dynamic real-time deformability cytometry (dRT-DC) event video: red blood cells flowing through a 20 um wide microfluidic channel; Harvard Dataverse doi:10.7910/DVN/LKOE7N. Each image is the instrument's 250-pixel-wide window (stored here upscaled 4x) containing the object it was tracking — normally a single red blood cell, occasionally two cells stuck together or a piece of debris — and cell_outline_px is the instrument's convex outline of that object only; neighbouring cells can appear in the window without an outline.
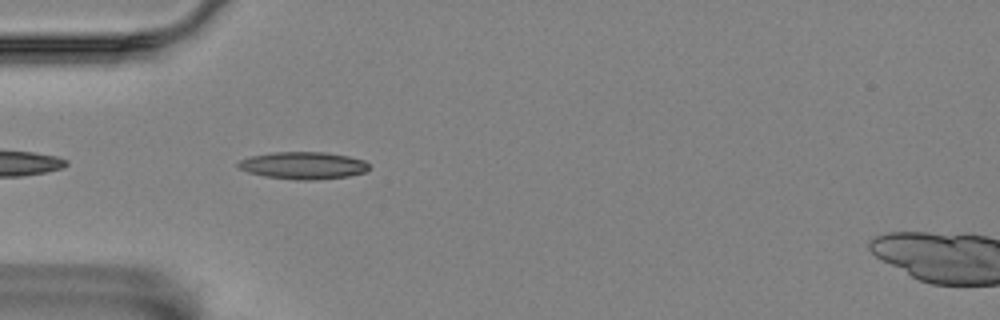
{"species": "Egyptian fruit bat (a non-hibernating species)", "species_latin": "Rousettus aegyptiacus", "temperature_condition": "room temperature", "stored_images_in_passage": 17, "camera_frame_rate_fps": 3000, "um_per_image_px": 0.085, "animal": {"sex": "female"}, "frame": {"image": 1, "passage_image": 3, "time_ms": 0.667, "image_size_px": [1000, 320], "cell_outline_px": [[368, 168], [364, 172], [348, 176], [316, 180], [296, 180], [264, 176], [248, 172], [240, 168], [236, 164], [240, 160], [248, 156], [272, 152], [324, 152], [348, 156], [364, 160], [368, 164]], "centroid_in_image_um": [25.74, 14.06], "position_along_channel_um": 59.3, "area_um2": 20.81}}
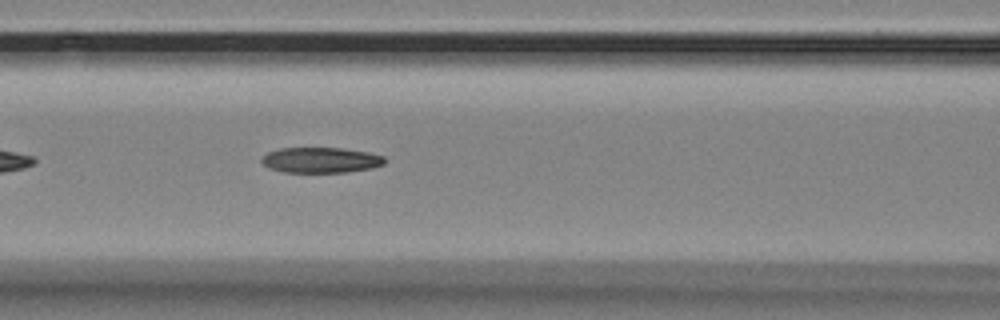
{"frame": {"image": 2, "passage_image": 10, "time_ms": 3.0, "image_size_px": [1000, 320], "cell_outline_px": [[384, 164], [372, 168], [348, 172], [284, 172], [268, 168], [260, 160], [268, 152], [280, 148], [340, 148], [368, 152], [384, 156]], "centroid_in_image_um": [27.26, 13.61], "position_along_channel_um": 139.3, "area_um2": 18.21}}
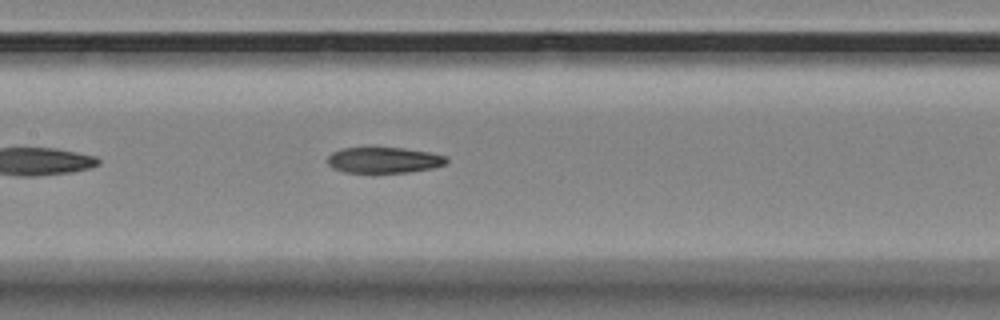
{"frame": {"image": 3, "passage_image": 13, "time_ms": 4.0, "image_size_px": [1000, 320], "cell_outline_px": [[448, 160], [444, 164], [432, 168], [408, 172], [344, 172], [332, 168], [328, 164], [328, 156], [332, 152], [340, 148], [404, 148], [428, 152], [448, 156]], "centroid_in_image_um": [32.62, 13.6], "position_along_channel_um": 174.8, "area_um2": 17.8}}